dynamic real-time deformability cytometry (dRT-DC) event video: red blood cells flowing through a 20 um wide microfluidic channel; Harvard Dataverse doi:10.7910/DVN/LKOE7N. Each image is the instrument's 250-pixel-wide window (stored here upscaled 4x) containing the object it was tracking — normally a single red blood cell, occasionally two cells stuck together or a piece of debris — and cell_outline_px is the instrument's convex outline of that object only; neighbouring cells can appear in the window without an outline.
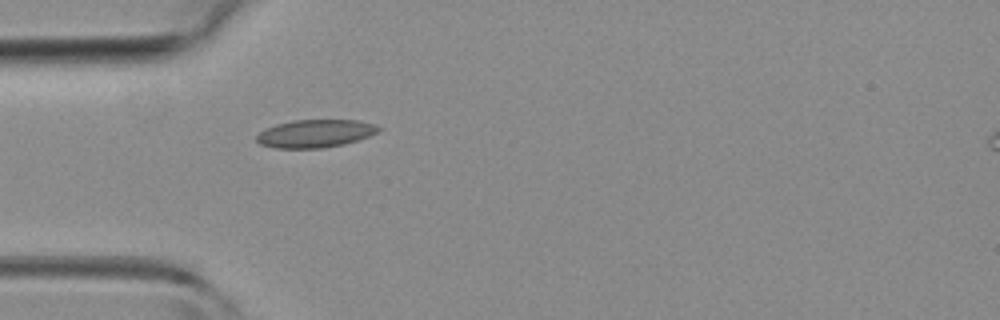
{"species": "common noctule bat (a hibernating species)", "species_latin": "Nyctalus noctula", "temperature_condition": "room temperature", "stored_images_in_passage": 33, "camera_frame_rate_fps": 3000, "um_per_image_px": 0.085, "animal": {"sex": "female", "body_mass_g": 19.3, "forearm_length_mm": 54.1}, "frame": {"image": 1, "passage_image": 1, "time_ms": 0.0, "image_size_px": [1000, 320], "cell_outline_px": [[380, 128], [376, 132], [368, 136], [344, 144], [320, 148], [276, 148], [260, 144], [256, 140], [256, 136], [264, 128], [276, 124], [292, 120], [356, 120], [372, 124]], "centroid_in_image_um": [26.72, 11.35], "position_along_channel_um": 58.3, "area_um2": 19.59}}
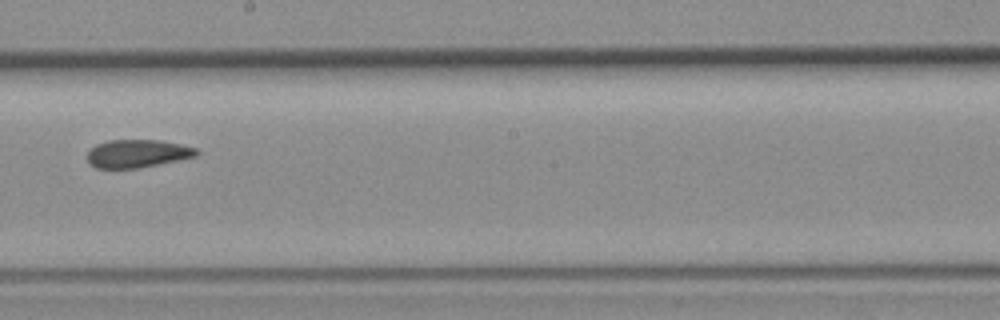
{"frame": {"image": 2, "passage_image": 13, "time_ms": 4.0, "image_size_px": [1000, 320], "cell_outline_px": [[200, 152], [196, 156], [140, 168], [96, 168], [88, 164], [88, 152], [96, 144], [108, 140], [160, 140], [180, 144], [196, 148]], "centroid_in_image_um": [11.67, 13.05], "position_along_channel_um": 236.5, "area_um2": 17.8}}
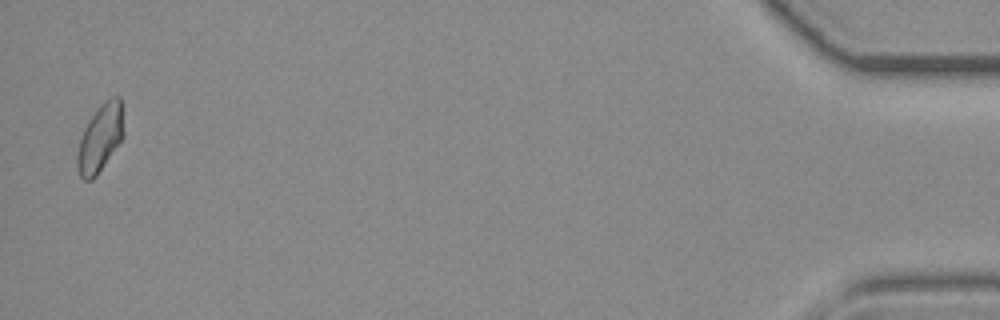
{"frame": {"image": 3, "passage_image": 32, "time_ms": 10.333, "image_size_px": [1000, 320], "cell_outline_px": [[124, 136], [96, 176], [92, 180], [84, 180], [80, 176], [76, 164], [76, 156], [80, 140], [84, 128], [92, 116], [104, 100], [112, 96], [120, 96], [124, 132]], "centroid_in_image_um": [8.51, 11.74], "position_along_channel_um": 426.7, "area_um2": 18.09}}